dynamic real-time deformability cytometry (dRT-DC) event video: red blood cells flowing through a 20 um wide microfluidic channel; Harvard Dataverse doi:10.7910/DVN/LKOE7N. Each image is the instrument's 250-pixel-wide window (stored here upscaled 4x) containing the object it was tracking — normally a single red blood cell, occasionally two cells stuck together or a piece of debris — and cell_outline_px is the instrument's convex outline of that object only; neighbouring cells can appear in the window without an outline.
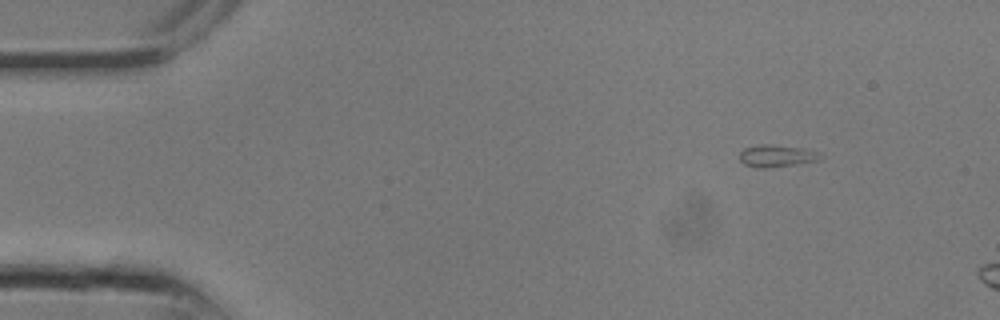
{"species": "common noctule bat (a hibernating species)", "species_latin": "Nyctalus noctula", "temperature_condition": "room temperature", "stored_images_in_passage": 4, "camera_frame_rate_fps": 3000, "um_per_image_px": 0.085, "animal": {"sex": "male", "body_mass_g": 13.3}, "frame": {"image": 1, "passage_image": 1, "time_ms": 0.0, "image_size_px": [1000, 320], "cell_outline_px": [[824, 156], [820, 160], [796, 164], [768, 168], [760, 168], [744, 164], [740, 160], [740, 152], [744, 148], [760, 144], [772, 144], [800, 148], [820, 152]], "centroid_in_image_um": [66.04, 13.25], "position_along_channel_um": 19.0, "area_um2": 10.46}}